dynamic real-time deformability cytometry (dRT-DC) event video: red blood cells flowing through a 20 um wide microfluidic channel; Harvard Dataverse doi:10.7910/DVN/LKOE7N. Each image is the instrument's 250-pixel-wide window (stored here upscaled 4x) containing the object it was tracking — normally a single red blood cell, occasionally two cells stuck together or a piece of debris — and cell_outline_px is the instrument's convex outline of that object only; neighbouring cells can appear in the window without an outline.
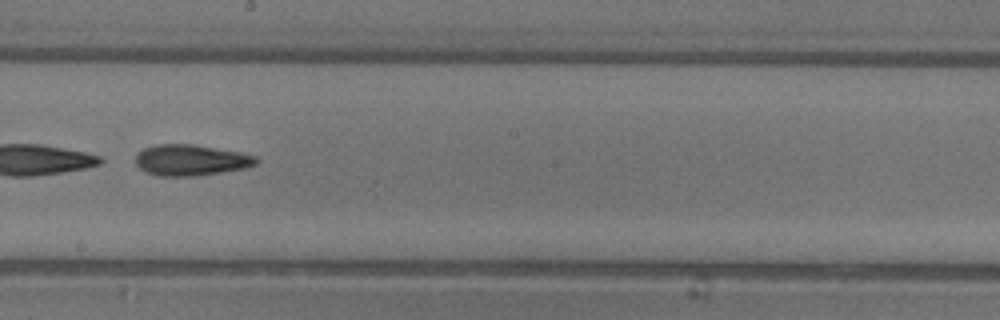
{"species": "common noctule bat (a hibernating species)", "species_latin": "Nyctalus noctula", "temperature_condition": "warm", "stored_images_in_passage": 34, "camera_frame_rate_fps": 3000, "um_per_image_px": 0.085, "animal": {"sex": "female"}, "frame": {"image": 1, "passage_image": 15, "time_ms": 4.667, "image_size_px": [1000, 320], "cell_outline_px": [[260, 160], [256, 164], [244, 168], [196, 176], [160, 176], [144, 172], [136, 164], [136, 156], [144, 148], [156, 144], [192, 144], [240, 152], [256, 156]], "centroid_in_image_um": [16.22, 13.61], "position_along_channel_um": 232.0, "area_um2": 21.73}, "authors_computed_cell_mechanics": {"area_um2": 21.8195, "velocity_mm_per_s": 4.4109, "shape_relaxation_time_tau1_ms": 1.1304, "shape_relaxation_time_tau2_ms": 5.4926, "deformation_change_tau1": 0.2769, "deformation_change_tau2": 0.1803}}